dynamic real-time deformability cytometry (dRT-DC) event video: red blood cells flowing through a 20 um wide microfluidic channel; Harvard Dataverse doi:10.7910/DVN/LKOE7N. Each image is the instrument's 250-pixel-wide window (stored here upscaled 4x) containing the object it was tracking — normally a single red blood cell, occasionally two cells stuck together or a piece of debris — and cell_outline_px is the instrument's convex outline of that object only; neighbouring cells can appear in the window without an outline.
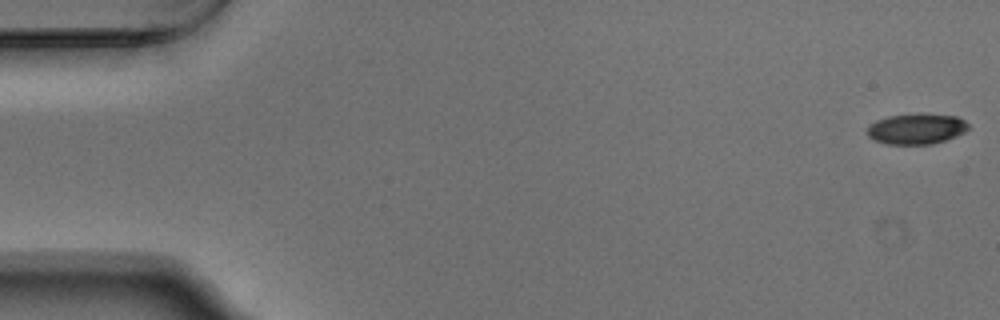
{"species": "Egyptian fruit bat (a non-hibernating species)", "species_latin": "Rousettus aegyptiacus", "temperature_condition": "warm", "stored_images_in_passage": 9, "camera_frame_rate_fps": 3000, "um_per_image_px": 0.085, "animal": {"sex": "male"}, "frame": {"image": 1, "passage_image": 1, "time_ms": 0.0, "image_size_px": [1000, 320], "cell_outline_px": [[968, 128], [964, 132], [956, 136], [932, 144], [888, 144], [872, 140], [868, 136], [868, 124], [876, 120], [888, 116], [920, 112], [956, 116], [964, 120], [968, 124]], "centroid_in_image_um": [77.87, 10.93], "position_along_channel_um": 7.1, "area_um2": 18.32}}